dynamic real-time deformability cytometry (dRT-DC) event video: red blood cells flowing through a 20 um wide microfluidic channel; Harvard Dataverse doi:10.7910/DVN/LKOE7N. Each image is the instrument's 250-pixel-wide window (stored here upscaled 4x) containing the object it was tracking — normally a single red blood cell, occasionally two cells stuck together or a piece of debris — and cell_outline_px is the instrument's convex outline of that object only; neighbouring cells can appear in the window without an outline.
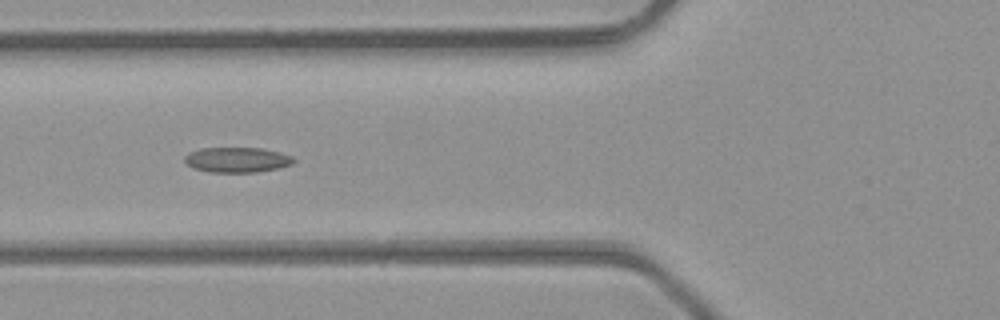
{"species": "common noctule bat (a hibernating species)", "species_latin": "Nyctalus noctula", "temperature_condition": "room temperature", "stored_images_in_passage": 6, "camera_frame_rate_fps": 3000, "um_per_image_px": 0.085, "animal": {"sex": "male", "body_mass_g": 23.1, "forearm_length_mm": 52.7}, "frame": {"image": 1, "passage_image": 6, "time_ms": 1.667, "image_size_px": [1000, 320], "cell_outline_px": [[296, 160], [292, 164], [280, 168], [256, 172], [208, 172], [192, 168], [184, 160], [184, 156], [188, 152], [200, 148], [260, 148], [280, 152], [292, 156]], "centroid_in_image_um": [20.14, 13.58], "position_along_channel_um": 105.7, "area_um2": 16.13}}